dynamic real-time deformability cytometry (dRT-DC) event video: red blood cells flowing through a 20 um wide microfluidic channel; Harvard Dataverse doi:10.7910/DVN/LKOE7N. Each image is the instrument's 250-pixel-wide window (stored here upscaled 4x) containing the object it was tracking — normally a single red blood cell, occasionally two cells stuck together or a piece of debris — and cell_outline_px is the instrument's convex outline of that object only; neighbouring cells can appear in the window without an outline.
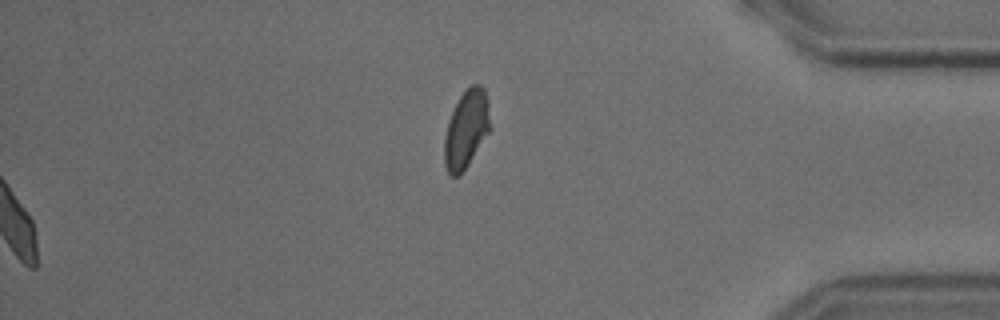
{"species": "common noctule bat (a hibernating species)", "species_latin": "Nyctalus noctula", "temperature_condition": "cold", "stored_images_in_passage": 48, "segment_of_instrument_passage": [2, 2], "camera_frame_rate_fps": 3000, "um_per_image_px": 0.085, "animal": {"sex": "male", "body_mass_g": 18.8}, "frame": {"image": 1, "passage_image": 48, "time_ms": 15.667, "image_size_px": [1000, 320], "cell_outline_px": [[492, 128], [460, 176], [452, 176], [448, 172], [444, 164], [444, 140], [448, 120], [460, 96], [472, 84], [480, 84], [484, 88], [488, 104]], "centroid_in_image_um": [39.65, 10.99], "position_along_channel_um": 395.6, "area_um2": 20.81}}